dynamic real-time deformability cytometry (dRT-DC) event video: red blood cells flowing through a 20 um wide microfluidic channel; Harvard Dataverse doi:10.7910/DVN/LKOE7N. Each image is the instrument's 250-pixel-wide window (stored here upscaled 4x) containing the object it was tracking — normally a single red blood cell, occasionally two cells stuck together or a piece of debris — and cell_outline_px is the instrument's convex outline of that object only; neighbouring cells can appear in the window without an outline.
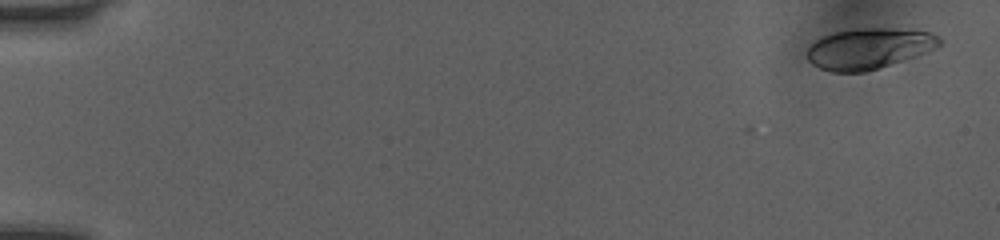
{"species": "human", "species_latin": "Homo sapiens", "temperature_condition": "room temperature", "stored_images_in_passage": 32, "camera_frame_rate_fps": 3000, "um_per_image_px": 0.085, "donor": {"sex": "female"}, "frame": {"image": 1, "passage_image": 1, "time_ms": 0.0, "image_size_px": [1000, 240], "cell_outline_px": [[944, 40], [940, 44], [916, 56], [864, 72], [832, 72], [820, 68], [812, 64], [808, 60], [808, 48], [816, 40], [824, 36], [836, 32], [856, 28], [888, 28], [932, 32], [940, 36]], "centroid_in_image_um": [73.86, 4.12], "position_along_channel_um": 11.1, "area_um2": 31.15}}
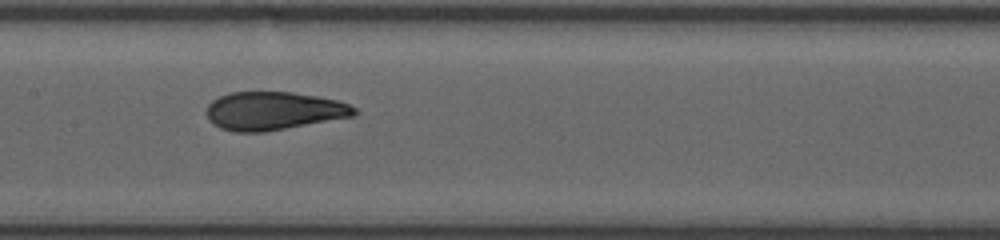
{"frame": {"image": 2, "passage_image": 14, "time_ms": 4.333, "image_size_px": [1000, 240], "cell_outline_px": [[360, 112], [356, 116], [264, 132], [236, 132], [220, 128], [208, 116], [208, 104], [212, 100], [220, 96], [232, 92], [292, 92], [316, 96], [336, 100], [348, 104], [356, 108]], "centroid_in_image_um": [23.32, 9.42], "position_along_channel_um": 184.1, "area_um2": 32.77}}
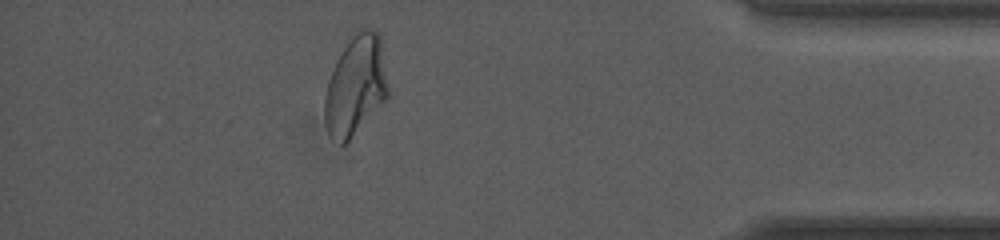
{"frame": {"image": 3, "passage_image": 28, "time_ms": 9.0, "image_size_px": [1000, 240], "cell_outline_px": [[388, 96], [348, 140], [344, 144], [340, 144], [328, 132], [324, 120], [324, 96], [328, 80], [344, 48], [356, 28], [368, 28], [376, 32], [380, 36], [388, 88]], "centroid_in_image_um": [30.21, 7.25], "position_along_channel_um": 405.0, "area_um2": 36.01}}